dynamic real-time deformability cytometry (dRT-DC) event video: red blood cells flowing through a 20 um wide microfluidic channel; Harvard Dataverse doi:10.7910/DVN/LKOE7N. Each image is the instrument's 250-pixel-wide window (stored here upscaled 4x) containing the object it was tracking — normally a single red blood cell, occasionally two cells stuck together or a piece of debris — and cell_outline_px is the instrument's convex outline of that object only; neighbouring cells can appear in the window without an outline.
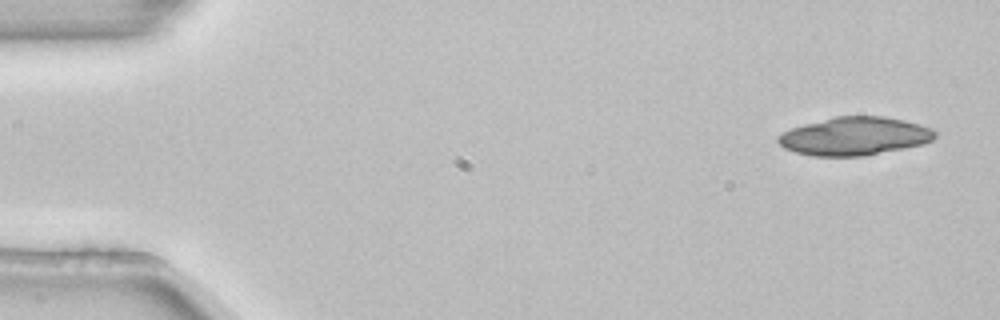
{"species": "common noctule bat (a hibernating species)", "species_latin": "Nyctalus noctula", "temperature_condition": "room temperature", "stored_images_in_passage": 7, "camera_frame_rate_fps": 3000, "um_per_image_px": 0.085, "animal": {"sex": "female", "body_mass_g": 22.7, "forearm_length_mm": 54.2}, "frame": {"image": 1, "passage_image": 1, "time_ms": 0.0, "image_size_px": [1000, 320], "cell_outline_px": [[936, 136], [932, 140], [924, 144], [864, 156], [812, 156], [796, 152], [784, 148], [776, 140], [776, 136], [792, 128], [804, 124], [836, 116], [884, 116], [904, 120], [920, 124], [932, 128], [936, 132]], "centroid_in_image_um": [72.65, 11.57], "position_along_channel_um": 12.3, "area_um2": 34.97}}
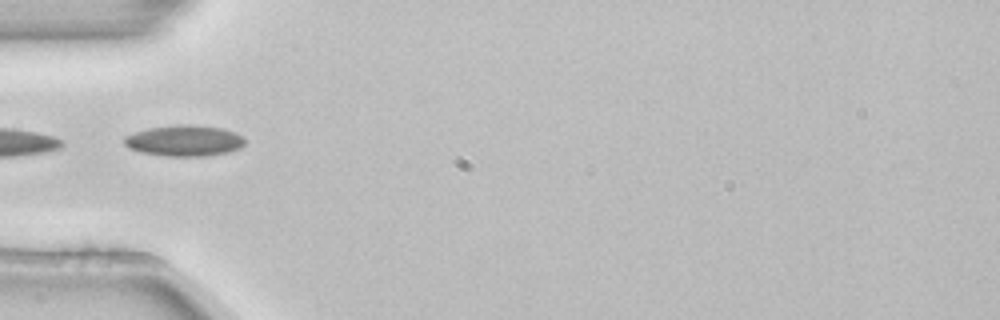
{"frame": {"image": 2, "passage_image": 5, "time_ms": 1.333, "image_size_px": [1000, 320], "cell_outline_px": [[244, 144], [240, 148], [228, 152], [208, 156], [164, 156], [140, 152], [128, 148], [124, 144], [124, 136], [148, 128], [176, 124], [188, 124], [224, 128], [236, 132], [244, 140]], "centroid_in_image_um": [15.65, 11.95], "position_along_channel_um": 69.3, "area_um2": 21.96}}